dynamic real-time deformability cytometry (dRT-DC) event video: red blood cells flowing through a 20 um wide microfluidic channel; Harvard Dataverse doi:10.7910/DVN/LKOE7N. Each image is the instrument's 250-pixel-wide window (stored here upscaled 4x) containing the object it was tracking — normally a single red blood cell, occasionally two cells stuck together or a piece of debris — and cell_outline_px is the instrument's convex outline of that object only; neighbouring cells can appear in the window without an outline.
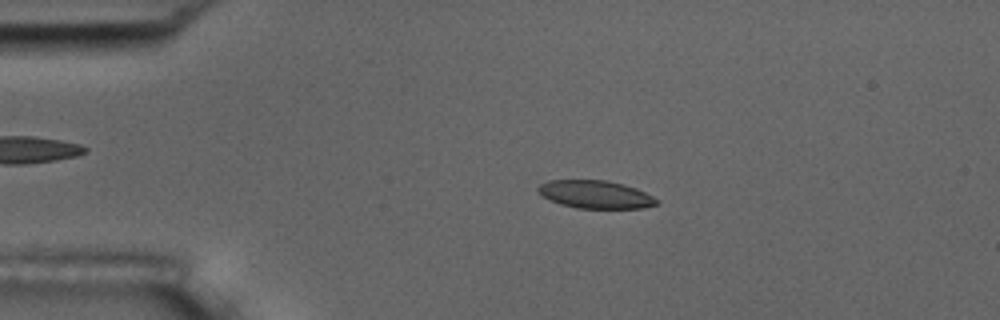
{"species": "common noctule bat (a hibernating species)", "species_latin": "Nyctalus noctula", "temperature_condition": "room temperature", "stored_images_in_passage": 45, "camera_frame_rate_fps": 3000, "um_per_image_px": 0.085, "animal": {"sex": "male", "body_mass_g": 17.5, "forearm_length_mm": 52.3}, "frame": {"image": 1, "passage_image": 1, "time_ms": 0.0, "image_size_px": [1000, 320], "cell_outline_px": [[660, 204], [644, 208], [576, 208], [560, 204], [536, 192], [536, 188], [540, 184], [548, 180], [604, 180], [624, 184], [636, 188], [660, 200]], "centroid_in_image_um": [50.63, 16.53], "position_along_channel_um": 34.4, "area_um2": 19.36}}
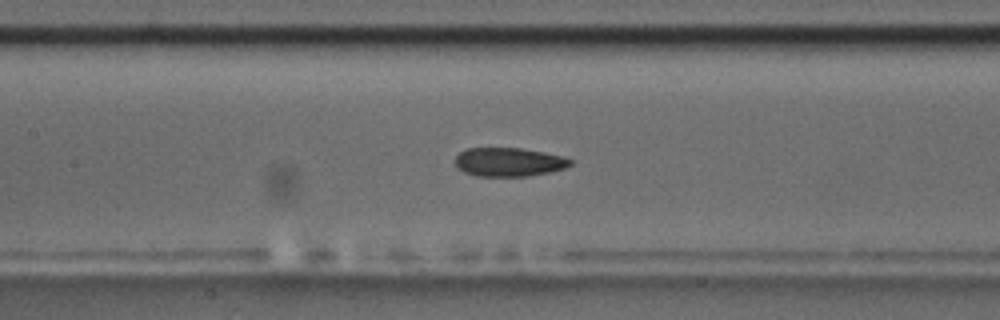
{"frame": {"image": 2, "passage_image": 15, "time_ms": 4.667, "image_size_px": [1000, 320], "cell_outline_px": [[572, 164], [564, 168], [548, 172], [528, 176], [476, 176], [464, 172], [456, 168], [456, 156], [460, 152], [468, 148], [520, 148], [544, 152], [560, 156], [572, 160]], "centroid_in_image_um": [43.22, 13.77], "position_along_channel_um": 164.2, "area_um2": 19.19}}
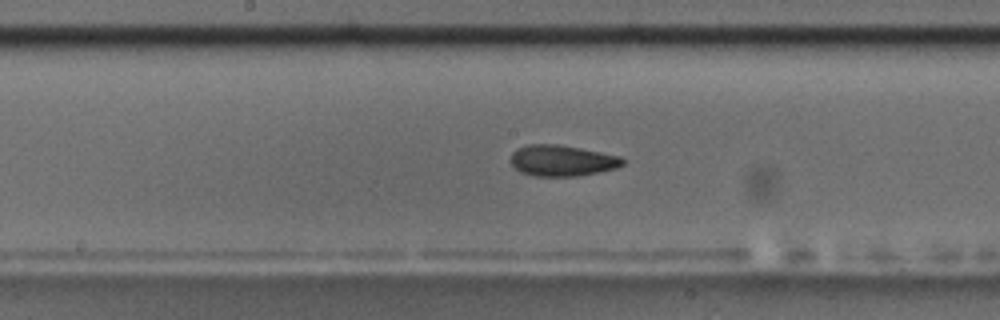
{"frame": {"image": 3, "passage_image": 18, "time_ms": 5.667, "image_size_px": [1000, 320], "cell_outline_px": [[624, 164], [616, 168], [576, 176], [536, 176], [520, 172], [512, 164], [512, 152], [516, 148], [528, 144], [556, 144], [580, 148], [620, 156], [624, 160]], "centroid_in_image_um": [47.76, 13.64], "position_along_channel_um": 200.4, "area_um2": 20.06}, "authors_computed_cell_mechanics": {"area_um2": 20.2878, "velocity_mm_per_s": 3.6606, "shape_relaxation_time_tau1_ms": 9.2689, "shape_relaxation_time_tau2_ms": 3.7068, "deformation_change_tau1": 0.1729, "deformation_change_tau2": 0.0817}}